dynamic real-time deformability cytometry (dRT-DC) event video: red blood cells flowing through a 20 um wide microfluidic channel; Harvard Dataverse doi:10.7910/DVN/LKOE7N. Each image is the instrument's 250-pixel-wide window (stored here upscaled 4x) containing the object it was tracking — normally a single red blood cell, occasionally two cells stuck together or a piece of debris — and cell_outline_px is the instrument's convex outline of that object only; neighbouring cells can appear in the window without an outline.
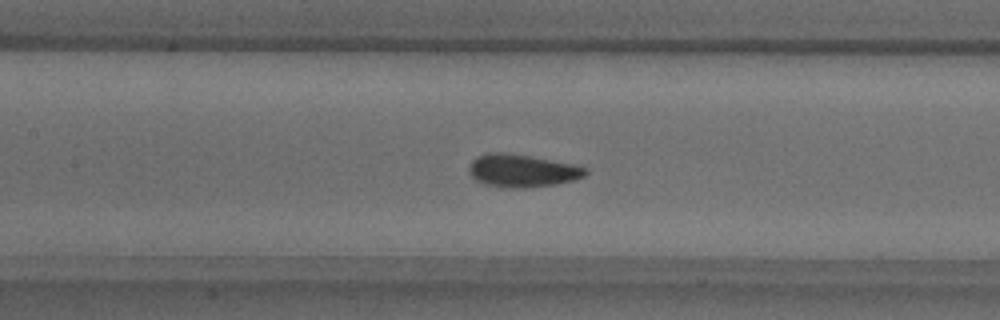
{"species": "common noctule bat (a hibernating species)", "species_latin": "Nyctalus noctula", "temperature_condition": "warm", "stored_images_in_passage": 53, "camera_frame_rate_fps": 3000, "um_per_image_px": 0.085, "animal": {"sex": "male", "body_mass_g": 18.8}, "frame": {"image": 1, "passage_image": 23, "time_ms": 7.333, "image_size_px": [1000, 320], "cell_outline_px": [[588, 172], [584, 176], [572, 180], [556, 184], [524, 188], [508, 188], [484, 184], [476, 180], [468, 172], [468, 168], [472, 160], [476, 156], [488, 152], [504, 152], [576, 164], [588, 168]], "centroid_in_image_um": [44.37, 14.5], "position_along_channel_um": 163.0, "area_um2": 22.37}, "authors_computed_cell_mechanics": {"area_um2": 21.097, "velocity_mm_per_s": 3.7784, "shape_relaxation_time_tau1_ms": 3.7098, "shape_relaxation_time_tau2_ms": 1.0539, "deformation_change_tau1": 0.1136, "deformation_change_tau2": 0.0569}}